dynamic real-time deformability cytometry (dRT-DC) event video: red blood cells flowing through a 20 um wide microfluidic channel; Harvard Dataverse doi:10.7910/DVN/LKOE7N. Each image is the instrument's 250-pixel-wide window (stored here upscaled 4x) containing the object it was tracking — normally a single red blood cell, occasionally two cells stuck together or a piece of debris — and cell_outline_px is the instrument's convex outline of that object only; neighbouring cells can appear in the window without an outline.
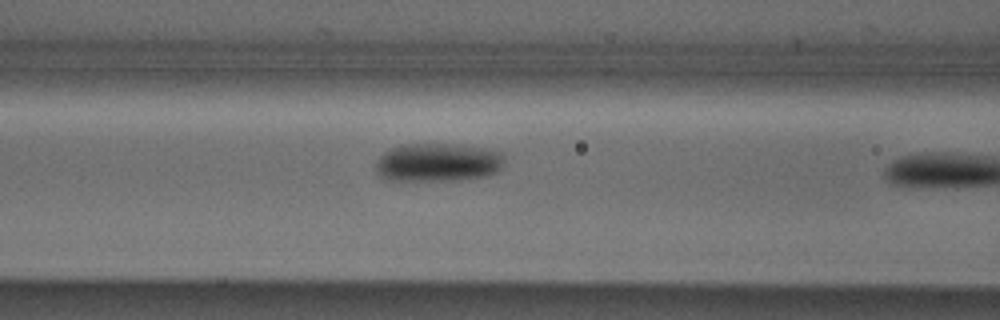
{"species": "Egyptian fruit bat (a non-hibernating species)", "species_latin": "Rousettus aegyptiacus", "temperature_condition": "cold", "stored_images_in_passage": 10, "camera_frame_rate_fps": 3000, "um_per_image_px": 0.085, "animal": {"sex": "male"}, "frame": {"image": 1, "passage_image": 9, "time_ms": 2.667, "image_size_px": [1000, 320], "cell_outline_px": [[504, 164], [500, 172], [488, 176], [460, 180], [388, 180], [380, 176], [376, 172], [376, 160], [384, 152], [392, 148], [408, 144], [460, 144], [484, 148], [504, 152]], "centroid_in_image_um": [37.29, 13.81], "position_along_channel_um": 129.3, "area_um2": 29.25}}